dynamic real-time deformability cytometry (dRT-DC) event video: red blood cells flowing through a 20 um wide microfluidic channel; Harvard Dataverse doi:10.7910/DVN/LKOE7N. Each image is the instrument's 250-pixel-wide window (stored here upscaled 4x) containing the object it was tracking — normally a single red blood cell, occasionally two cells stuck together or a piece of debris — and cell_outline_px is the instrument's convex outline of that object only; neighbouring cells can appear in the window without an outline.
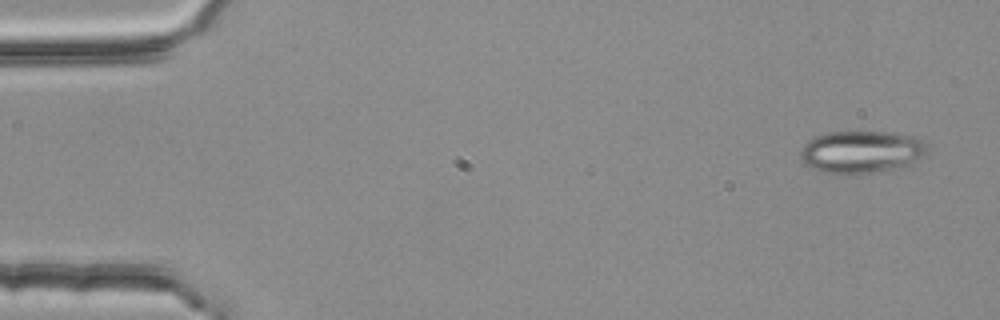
{"species": "common noctule bat (a hibernating species)", "species_latin": "Nyctalus noctula", "temperature_condition": "room temperature", "stored_images_in_passage": 6, "camera_frame_rate_fps": 3000, "um_per_image_px": 0.085, "animal": {"sex": "female", "body_mass_g": 25.1}, "frame": {"image": 1, "passage_image": 1, "time_ms": 0.0, "image_size_px": [1000, 320], "cell_outline_px": [[924, 156], [908, 168], [844, 176], [824, 172], [804, 164], [800, 160], [800, 152], [804, 144], [808, 140], [816, 136], [832, 132], [888, 132], [916, 136], [924, 144]], "centroid_in_image_um": [73.22, 12.95], "position_along_channel_um": 11.8, "area_um2": 31.91}}
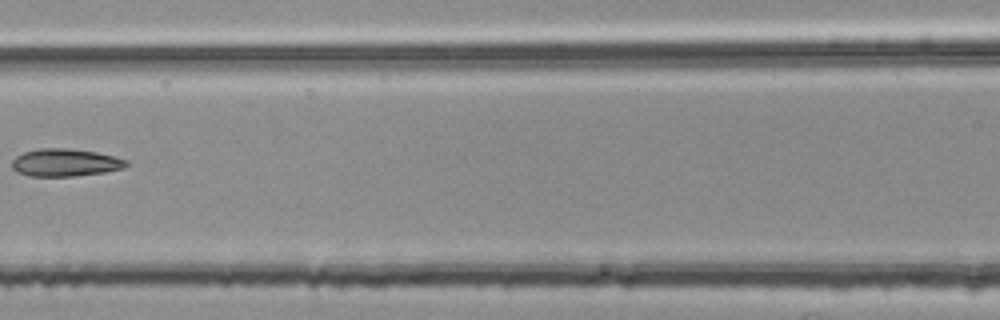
{"frame": {"image": 2, "passage_image": 6, "time_ms": 1.667, "image_size_px": [1000, 320], "cell_outline_px": [[128, 164], [124, 168], [104, 172], [72, 176], [32, 176], [20, 172], [12, 168], [12, 160], [16, 156], [24, 152], [36, 148], [68, 148], [96, 152], [128, 160]], "centroid_in_image_um": [5.54, 13.81], "position_along_channel_um": 161.1, "area_um2": 18.26}}